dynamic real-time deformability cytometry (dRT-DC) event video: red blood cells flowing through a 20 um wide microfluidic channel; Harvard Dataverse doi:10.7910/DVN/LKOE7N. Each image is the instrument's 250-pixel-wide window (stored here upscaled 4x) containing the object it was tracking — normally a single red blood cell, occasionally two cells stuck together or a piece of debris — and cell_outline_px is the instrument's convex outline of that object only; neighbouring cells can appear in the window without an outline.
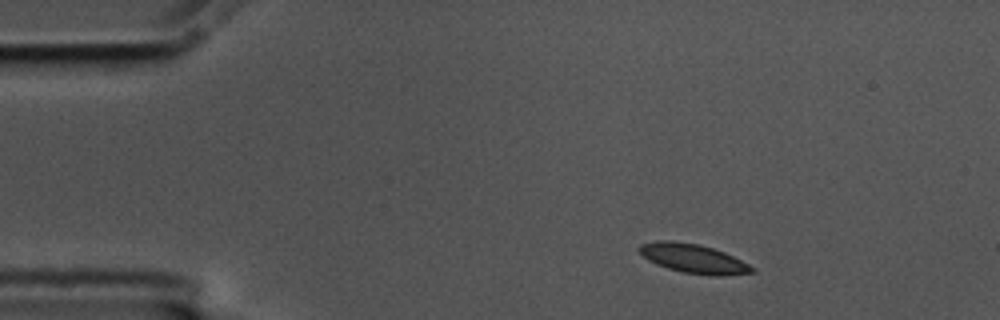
{"species": "common noctule bat (a hibernating species)", "species_latin": "Nyctalus noctula", "temperature_condition": "cold", "stored_images_in_passage": 3, "camera_frame_rate_fps": 3000, "um_per_image_px": 0.085, "animal": {"sex": "male", "body_mass_g": 17.5, "forearm_length_mm": 52.3}, "frame": {"image": 1, "passage_image": 1, "time_ms": 0.0, "image_size_px": [1000, 320], "cell_outline_px": [[756, 272], [716, 276], [684, 272], [668, 268], [656, 264], [648, 260], [636, 248], [640, 244], [656, 240], [672, 240], [700, 244], [724, 252], [756, 268]], "centroid_in_image_um": [58.91, 21.96], "position_along_channel_um": 26.1, "area_um2": 19.07}}